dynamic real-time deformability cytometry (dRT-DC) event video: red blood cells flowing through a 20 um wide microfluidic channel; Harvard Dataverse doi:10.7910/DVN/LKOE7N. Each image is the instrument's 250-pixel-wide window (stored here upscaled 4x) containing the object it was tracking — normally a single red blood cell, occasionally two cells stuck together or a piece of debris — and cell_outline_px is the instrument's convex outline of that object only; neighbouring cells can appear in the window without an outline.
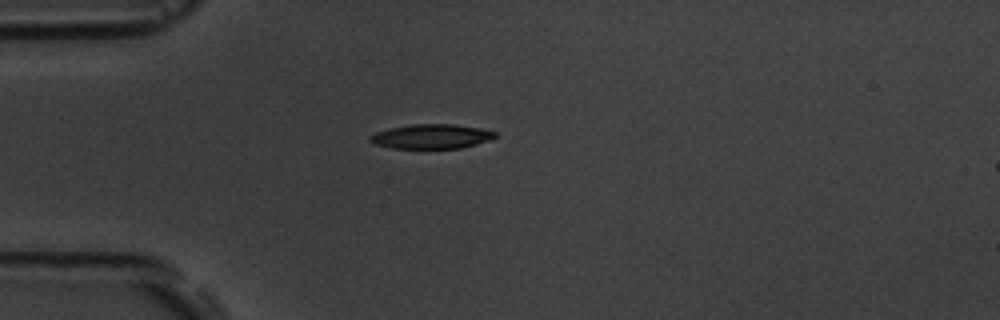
{"species": "common noctule bat (a hibernating species)", "species_latin": "Nyctalus noctula", "temperature_condition": "room temperature", "stored_images_in_passage": 1, "camera_frame_rate_fps": 3000, "um_per_image_px": 0.085, "animal": {"sex": "male", "body_mass_g": 19.5, "forearm_length_mm": 54.6}, "frame": {"image": 1, "passage_image": 1, "time_ms": 0.0, "image_size_px": [1000, 320], "cell_outline_px": [[496, 136], [488, 140], [476, 144], [460, 148], [392, 148], [376, 144], [368, 140], [368, 136], [376, 132], [392, 128], [412, 124], [452, 124], [480, 128], [496, 132]], "centroid_in_image_um": [36.65, 11.59], "position_along_channel_um": 48.3, "area_um2": 17.63}}